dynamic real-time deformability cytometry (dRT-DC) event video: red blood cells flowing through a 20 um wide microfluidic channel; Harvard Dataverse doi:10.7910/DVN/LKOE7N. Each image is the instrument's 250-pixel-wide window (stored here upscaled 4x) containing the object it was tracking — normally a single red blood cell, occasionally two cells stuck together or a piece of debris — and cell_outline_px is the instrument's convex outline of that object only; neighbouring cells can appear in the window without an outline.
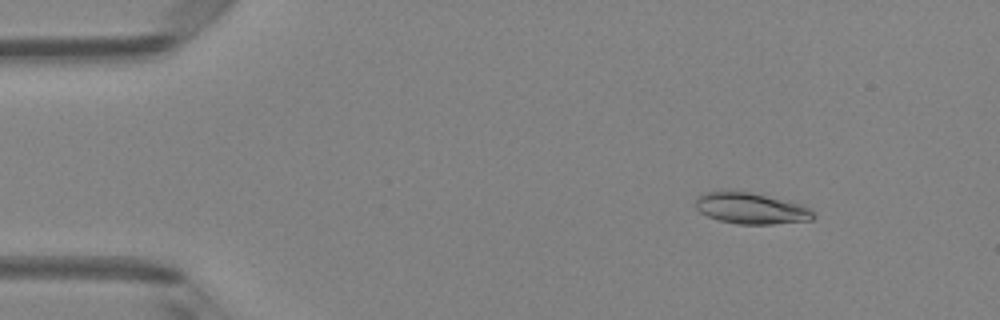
{"species": "Egyptian fruit bat (a non-hibernating species)", "species_latin": "Rousettus aegyptiacus", "temperature_condition": "room temperature", "stored_images_in_passage": 4, "camera_frame_rate_fps": 3000, "um_per_image_px": 0.085, "animal": {"sex": "female"}, "frame": {"image": 1, "passage_image": 2, "time_ms": 1.333, "image_size_px": [1000, 320], "cell_outline_px": [[816, 216], [812, 220], [772, 224], [736, 224], [720, 220], [708, 216], [700, 212], [696, 208], [696, 196], [704, 192], [720, 188], [732, 188], [792, 200], [804, 204]], "centroid_in_image_um": [63.81, 17.65], "position_along_channel_um": 21.2, "area_um2": 22.43}}